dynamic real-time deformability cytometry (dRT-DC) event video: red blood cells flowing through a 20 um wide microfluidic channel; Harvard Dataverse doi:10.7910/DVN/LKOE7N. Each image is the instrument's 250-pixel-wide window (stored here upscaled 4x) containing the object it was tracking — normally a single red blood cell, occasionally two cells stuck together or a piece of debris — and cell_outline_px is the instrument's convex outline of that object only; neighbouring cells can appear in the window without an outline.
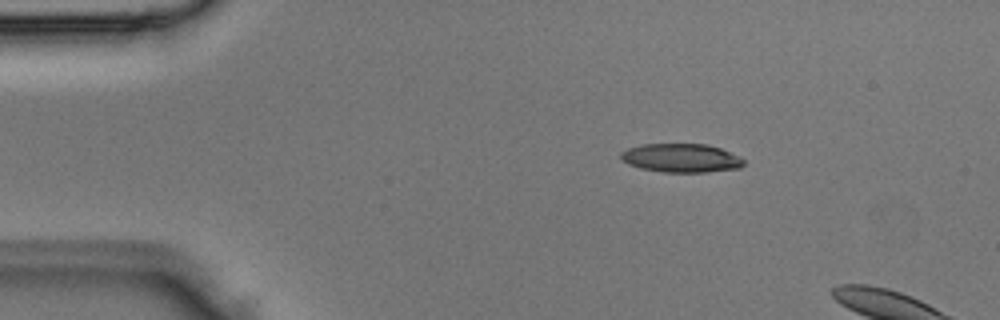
{"species": "Egyptian fruit bat (a non-hibernating species)", "species_latin": "Rousettus aegyptiacus", "temperature_condition": "room temperature", "stored_images_in_passage": 2, "camera_frame_rate_fps": 3000, "um_per_image_px": 0.085, "animal": {"sex": "male"}, "frame": {"image": 1, "passage_image": 1, "time_ms": 0.0, "image_size_px": [1000, 320], "cell_outline_px": [[744, 164], [740, 168], [708, 172], [664, 172], [640, 168], [628, 164], [620, 160], [620, 152], [628, 148], [640, 144], [708, 144], [720, 148], [740, 156], [744, 160]], "centroid_in_image_um": [57.89, 13.43], "position_along_channel_um": 27.1, "area_um2": 20.75}}